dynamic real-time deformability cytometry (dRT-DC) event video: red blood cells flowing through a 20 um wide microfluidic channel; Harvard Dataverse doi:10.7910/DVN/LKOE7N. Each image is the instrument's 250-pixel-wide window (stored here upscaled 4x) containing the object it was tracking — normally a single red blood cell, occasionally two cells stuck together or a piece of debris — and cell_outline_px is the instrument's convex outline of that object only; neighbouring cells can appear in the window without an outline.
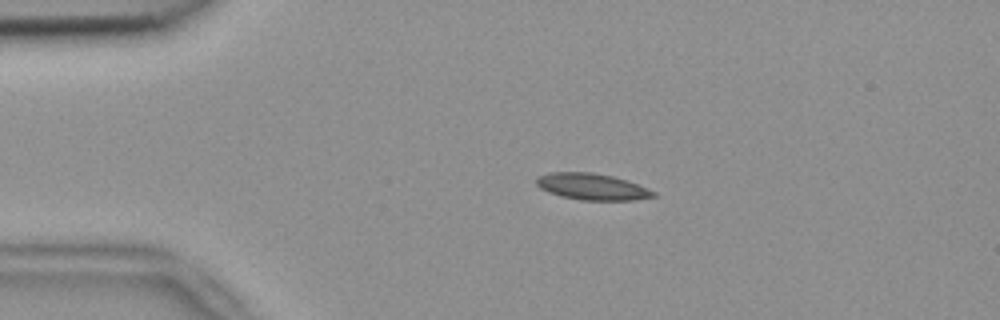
{"species": "common noctule bat (a hibernating species)", "species_latin": "Nyctalus noctula", "temperature_condition": "room temperature", "stored_images_in_passage": 46, "camera_frame_rate_fps": 3000, "um_per_image_px": 0.085, "animal": {"sex": "female", "body_mass_g": 18.4}, "frame": {"image": 1, "passage_image": 4, "time_ms": 1.0, "image_size_px": [1000, 320], "cell_outline_px": [[656, 196], [636, 200], [580, 200], [560, 196], [548, 192], [540, 188], [536, 184], [536, 176], [548, 172], [592, 172], [612, 176], [628, 180], [648, 188], [656, 192]], "centroid_in_image_um": [50.31, 15.86], "position_along_channel_um": 34.7, "area_um2": 18.26}}
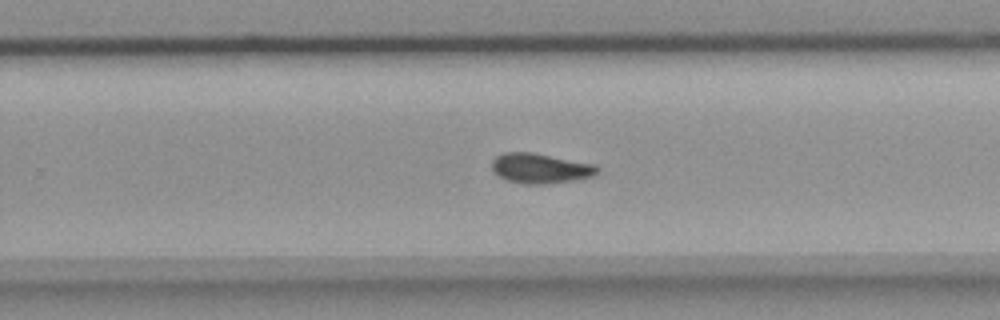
{"frame": {"image": 2, "passage_image": 27, "time_ms": 8.667, "image_size_px": [1000, 320], "cell_outline_px": [[600, 168], [592, 176], [572, 180], [540, 184], [528, 184], [508, 180], [500, 176], [492, 168], [492, 160], [496, 156], [504, 152], [532, 152], [596, 164]], "centroid_in_image_um": [45.93, 14.28], "position_along_channel_um": 283.9, "area_um2": 18.15}}
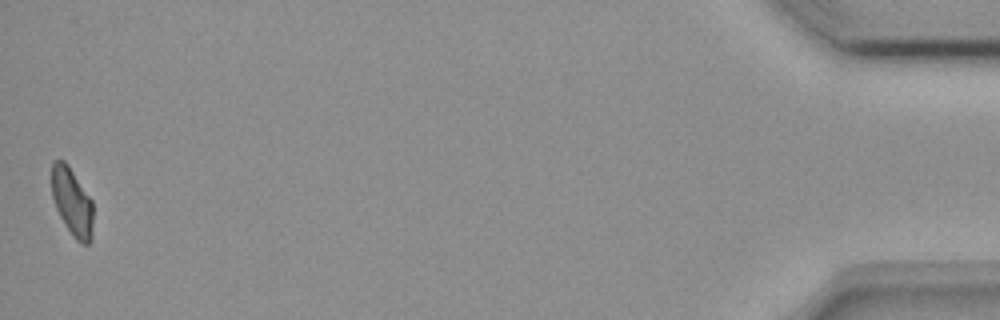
{"frame": {"image": 3, "passage_image": 46, "time_ms": 15.0, "image_size_px": [1000, 320], "cell_outline_px": [[92, 240], [88, 244], [84, 244], [76, 240], [72, 236], [60, 216], [56, 208], [52, 196], [52, 164], [56, 160], [64, 160], [68, 164], [92, 200]], "centroid_in_image_um": [6.13, 17.17], "position_along_channel_um": 429.1, "area_um2": 16.3}, "authors_computed_cell_mechanics": {"area_um2": 17.7446, "velocity_mm_per_s": 3.7758, "shape_relaxation_time_tau1_ms": 4.2919, "shape_relaxation_time_tau2_ms": null, "deformation_change_tau1": 0.1118, "deformation_change_tau2": null}}